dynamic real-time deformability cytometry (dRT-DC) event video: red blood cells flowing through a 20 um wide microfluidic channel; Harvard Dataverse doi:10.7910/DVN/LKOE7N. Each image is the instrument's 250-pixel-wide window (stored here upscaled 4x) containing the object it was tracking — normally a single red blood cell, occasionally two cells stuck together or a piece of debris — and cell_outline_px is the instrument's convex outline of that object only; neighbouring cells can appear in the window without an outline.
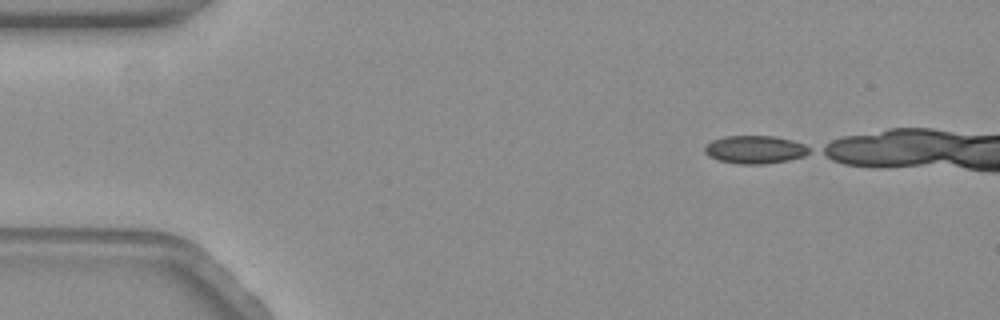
{"species": "common noctule bat (a hibernating species)", "species_latin": "Nyctalus noctula", "temperature_condition": "warm", "stored_images_in_passage": 10, "camera_frame_rate_fps": 3000, "um_per_image_px": 0.085, "animal": {"sex": "female", "body_mass_g": 19.3, "forearm_length_mm": 54.1}, "frame": {"image": 1, "passage_image": 1, "time_ms": 0.0, "image_size_px": [1000, 320], "cell_outline_px": [[812, 152], [804, 156], [788, 160], [764, 164], [736, 164], [720, 160], [708, 156], [704, 152], [704, 144], [712, 140], [724, 136], [776, 136], [792, 140], [804, 144], [812, 148]], "centroid_in_image_um": [64.19, 12.71], "position_along_channel_um": 20.8, "area_um2": 17.34}}